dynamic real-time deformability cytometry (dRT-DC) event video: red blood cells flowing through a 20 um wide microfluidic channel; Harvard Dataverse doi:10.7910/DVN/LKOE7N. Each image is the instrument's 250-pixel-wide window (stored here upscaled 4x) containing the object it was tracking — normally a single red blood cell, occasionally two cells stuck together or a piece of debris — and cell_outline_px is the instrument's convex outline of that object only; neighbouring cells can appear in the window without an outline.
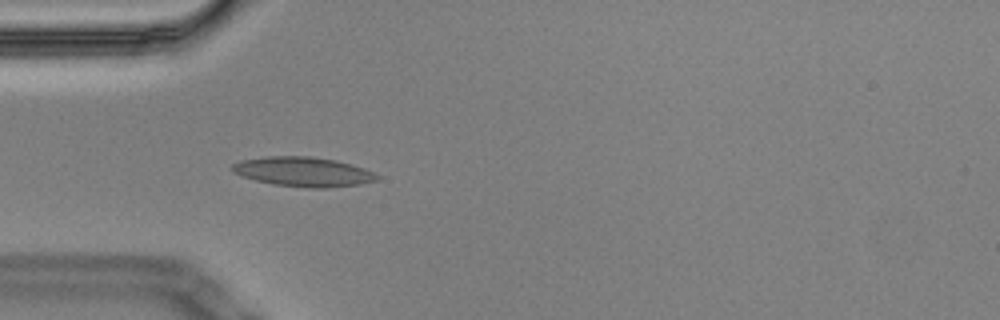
{"species": "Egyptian fruit bat (a non-hibernating species)", "species_latin": "Rousettus aegyptiacus", "temperature_condition": "cold", "stored_images_in_passage": 5, "camera_frame_rate_fps": 3000, "um_per_image_px": 0.085, "animal": {"sex": "male"}, "frame": {"image": 1, "passage_image": 5, "time_ms": 1.333, "image_size_px": [1000, 320], "cell_outline_px": [[380, 176], [376, 180], [360, 184], [328, 188], [308, 188], [272, 184], [240, 176], [232, 172], [228, 168], [232, 164], [240, 160], [264, 156], [312, 156], [336, 160], [352, 164], [364, 168]], "centroid_in_image_um": [25.72, 14.59], "position_along_channel_um": 59.3, "area_um2": 25.26}}